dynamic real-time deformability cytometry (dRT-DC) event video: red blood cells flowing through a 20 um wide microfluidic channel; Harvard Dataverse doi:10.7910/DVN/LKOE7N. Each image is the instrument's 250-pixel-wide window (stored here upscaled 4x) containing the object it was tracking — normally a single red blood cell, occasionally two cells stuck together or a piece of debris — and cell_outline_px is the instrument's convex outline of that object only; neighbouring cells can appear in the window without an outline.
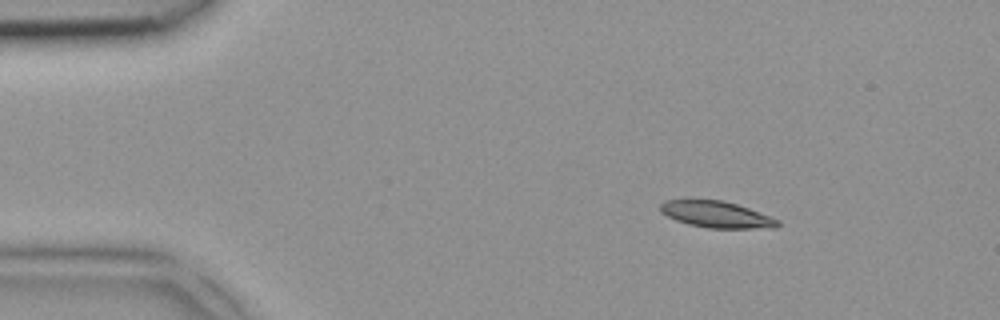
{"species": "common noctule bat (a hibernating species)", "species_latin": "Nyctalus noctula", "temperature_condition": "room temperature", "stored_images_in_passage": 2, "camera_frame_rate_fps": 3000, "um_per_image_px": 0.085, "animal": {"sex": "female", "body_mass_g": 18.4}, "frame": {"image": 1, "passage_image": 1, "time_ms": 0.0, "image_size_px": [1000, 320], "cell_outline_px": [[780, 224], [776, 228], [708, 228], [688, 224], [676, 220], [660, 212], [660, 204], [664, 200], [688, 196], [720, 200], [736, 204], [748, 208], [780, 220]], "centroid_in_image_um": [60.81, 18.18], "position_along_channel_um": 24.2, "area_um2": 18.79}}